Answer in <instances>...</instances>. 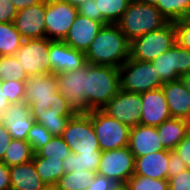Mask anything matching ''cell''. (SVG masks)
I'll return each mask as SVG.
<instances>
[{
  "instance_id": "cell-30",
  "label": "cell",
  "mask_w": 190,
  "mask_h": 190,
  "mask_svg": "<svg viewBox=\"0 0 190 190\" xmlns=\"http://www.w3.org/2000/svg\"><path fill=\"white\" fill-rule=\"evenodd\" d=\"M96 174L89 170L65 173L52 190H87Z\"/></svg>"
},
{
  "instance_id": "cell-38",
  "label": "cell",
  "mask_w": 190,
  "mask_h": 190,
  "mask_svg": "<svg viewBox=\"0 0 190 190\" xmlns=\"http://www.w3.org/2000/svg\"><path fill=\"white\" fill-rule=\"evenodd\" d=\"M176 31V43L190 50V19L184 18L174 22Z\"/></svg>"
},
{
  "instance_id": "cell-51",
  "label": "cell",
  "mask_w": 190,
  "mask_h": 190,
  "mask_svg": "<svg viewBox=\"0 0 190 190\" xmlns=\"http://www.w3.org/2000/svg\"><path fill=\"white\" fill-rule=\"evenodd\" d=\"M63 1H66V2L70 3L71 5L78 7L80 4H82L86 0H63Z\"/></svg>"
},
{
  "instance_id": "cell-45",
  "label": "cell",
  "mask_w": 190,
  "mask_h": 190,
  "mask_svg": "<svg viewBox=\"0 0 190 190\" xmlns=\"http://www.w3.org/2000/svg\"><path fill=\"white\" fill-rule=\"evenodd\" d=\"M12 137L8 132L6 126L0 122V161L3 160L5 151L7 150Z\"/></svg>"
},
{
  "instance_id": "cell-13",
  "label": "cell",
  "mask_w": 190,
  "mask_h": 190,
  "mask_svg": "<svg viewBox=\"0 0 190 190\" xmlns=\"http://www.w3.org/2000/svg\"><path fill=\"white\" fill-rule=\"evenodd\" d=\"M152 63L163 83L175 81L190 72V50L176 43Z\"/></svg>"
},
{
  "instance_id": "cell-18",
  "label": "cell",
  "mask_w": 190,
  "mask_h": 190,
  "mask_svg": "<svg viewBox=\"0 0 190 190\" xmlns=\"http://www.w3.org/2000/svg\"><path fill=\"white\" fill-rule=\"evenodd\" d=\"M12 139L27 140L28 131L34 124L29 105L25 101L10 104L0 116Z\"/></svg>"
},
{
  "instance_id": "cell-3",
  "label": "cell",
  "mask_w": 190,
  "mask_h": 190,
  "mask_svg": "<svg viewBox=\"0 0 190 190\" xmlns=\"http://www.w3.org/2000/svg\"><path fill=\"white\" fill-rule=\"evenodd\" d=\"M120 90L119 68L88 63L86 93L88 106L102 109Z\"/></svg>"
},
{
  "instance_id": "cell-36",
  "label": "cell",
  "mask_w": 190,
  "mask_h": 190,
  "mask_svg": "<svg viewBox=\"0 0 190 190\" xmlns=\"http://www.w3.org/2000/svg\"><path fill=\"white\" fill-rule=\"evenodd\" d=\"M53 135L40 123L34 122L28 131L27 141L31 145L34 154L51 140Z\"/></svg>"
},
{
  "instance_id": "cell-47",
  "label": "cell",
  "mask_w": 190,
  "mask_h": 190,
  "mask_svg": "<svg viewBox=\"0 0 190 190\" xmlns=\"http://www.w3.org/2000/svg\"><path fill=\"white\" fill-rule=\"evenodd\" d=\"M12 3L15 5L16 9L22 10L29 6H33L39 3L44 2L45 0H11Z\"/></svg>"
},
{
  "instance_id": "cell-27",
  "label": "cell",
  "mask_w": 190,
  "mask_h": 190,
  "mask_svg": "<svg viewBox=\"0 0 190 190\" xmlns=\"http://www.w3.org/2000/svg\"><path fill=\"white\" fill-rule=\"evenodd\" d=\"M100 157H101V152H93V153L71 152L62 161L64 172L69 173L78 170L80 171L89 170L97 173Z\"/></svg>"
},
{
  "instance_id": "cell-35",
  "label": "cell",
  "mask_w": 190,
  "mask_h": 190,
  "mask_svg": "<svg viewBox=\"0 0 190 190\" xmlns=\"http://www.w3.org/2000/svg\"><path fill=\"white\" fill-rule=\"evenodd\" d=\"M129 190H169L168 180L133 175L126 182Z\"/></svg>"
},
{
  "instance_id": "cell-34",
  "label": "cell",
  "mask_w": 190,
  "mask_h": 190,
  "mask_svg": "<svg viewBox=\"0 0 190 190\" xmlns=\"http://www.w3.org/2000/svg\"><path fill=\"white\" fill-rule=\"evenodd\" d=\"M69 153H71L70 148L62 136H53L49 142L36 152L40 157L61 160H64Z\"/></svg>"
},
{
  "instance_id": "cell-20",
  "label": "cell",
  "mask_w": 190,
  "mask_h": 190,
  "mask_svg": "<svg viewBox=\"0 0 190 190\" xmlns=\"http://www.w3.org/2000/svg\"><path fill=\"white\" fill-rule=\"evenodd\" d=\"M128 147L135 158L164 150L157 127L141 124L131 127Z\"/></svg>"
},
{
  "instance_id": "cell-37",
  "label": "cell",
  "mask_w": 190,
  "mask_h": 190,
  "mask_svg": "<svg viewBox=\"0 0 190 190\" xmlns=\"http://www.w3.org/2000/svg\"><path fill=\"white\" fill-rule=\"evenodd\" d=\"M1 86L10 104L24 101L25 82L14 80L2 81Z\"/></svg>"
},
{
  "instance_id": "cell-2",
  "label": "cell",
  "mask_w": 190,
  "mask_h": 190,
  "mask_svg": "<svg viewBox=\"0 0 190 190\" xmlns=\"http://www.w3.org/2000/svg\"><path fill=\"white\" fill-rule=\"evenodd\" d=\"M168 22L155 6L131 0L127 10L116 24L132 42L148 32L162 28Z\"/></svg>"
},
{
  "instance_id": "cell-23",
  "label": "cell",
  "mask_w": 190,
  "mask_h": 190,
  "mask_svg": "<svg viewBox=\"0 0 190 190\" xmlns=\"http://www.w3.org/2000/svg\"><path fill=\"white\" fill-rule=\"evenodd\" d=\"M10 190H50L36 171L33 161L9 167Z\"/></svg>"
},
{
  "instance_id": "cell-28",
  "label": "cell",
  "mask_w": 190,
  "mask_h": 190,
  "mask_svg": "<svg viewBox=\"0 0 190 190\" xmlns=\"http://www.w3.org/2000/svg\"><path fill=\"white\" fill-rule=\"evenodd\" d=\"M33 156L34 152L27 140L12 139L1 162L12 167L32 161Z\"/></svg>"
},
{
  "instance_id": "cell-41",
  "label": "cell",
  "mask_w": 190,
  "mask_h": 190,
  "mask_svg": "<svg viewBox=\"0 0 190 190\" xmlns=\"http://www.w3.org/2000/svg\"><path fill=\"white\" fill-rule=\"evenodd\" d=\"M18 10L11 0H0V23H12Z\"/></svg>"
},
{
  "instance_id": "cell-43",
  "label": "cell",
  "mask_w": 190,
  "mask_h": 190,
  "mask_svg": "<svg viewBox=\"0 0 190 190\" xmlns=\"http://www.w3.org/2000/svg\"><path fill=\"white\" fill-rule=\"evenodd\" d=\"M184 161L187 168L190 169V131L186 134L184 139L174 149Z\"/></svg>"
},
{
  "instance_id": "cell-4",
  "label": "cell",
  "mask_w": 190,
  "mask_h": 190,
  "mask_svg": "<svg viewBox=\"0 0 190 190\" xmlns=\"http://www.w3.org/2000/svg\"><path fill=\"white\" fill-rule=\"evenodd\" d=\"M28 105L34 121L53 136H62L68 121L75 115L59 91L49 98L34 99Z\"/></svg>"
},
{
  "instance_id": "cell-50",
  "label": "cell",
  "mask_w": 190,
  "mask_h": 190,
  "mask_svg": "<svg viewBox=\"0 0 190 190\" xmlns=\"http://www.w3.org/2000/svg\"><path fill=\"white\" fill-rule=\"evenodd\" d=\"M111 190H129V188L126 183H117Z\"/></svg>"
},
{
  "instance_id": "cell-15",
  "label": "cell",
  "mask_w": 190,
  "mask_h": 190,
  "mask_svg": "<svg viewBox=\"0 0 190 190\" xmlns=\"http://www.w3.org/2000/svg\"><path fill=\"white\" fill-rule=\"evenodd\" d=\"M45 13L46 0L17 12L14 25L24 40L46 37Z\"/></svg>"
},
{
  "instance_id": "cell-14",
  "label": "cell",
  "mask_w": 190,
  "mask_h": 190,
  "mask_svg": "<svg viewBox=\"0 0 190 190\" xmlns=\"http://www.w3.org/2000/svg\"><path fill=\"white\" fill-rule=\"evenodd\" d=\"M141 109V93H131L120 89L101 110L119 122L134 127L140 122Z\"/></svg>"
},
{
  "instance_id": "cell-17",
  "label": "cell",
  "mask_w": 190,
  "mask_h": 190,
  "mask_svg": "<svg viewBox=\"0 0 190 190\" xmlns=\"http://www.w3.org/2000/svg\"><path fill=\"white\" fill-rule=\"evenodd\" d=\"M141 99L142 109L139 124L158 127L172 117L162 88L141 93Z\"/></svg>"
},
{
  "instance_id": "cell-7",
  "label": "cell",
  "mask_w": 190,
  "mask_h": 190,
  "mask_svg": "<svg viewBox=\"0 0 190 190\" xmlns=\"http://www.w3.org/2000/svg\"><path fill=\"white\" fill-rule=\"evenodd\" d=\"M91 120L101 151H110L128 146L130 126L108 116L101 109L91 111Z\"/></svg>"
},
{
  "instance_id": "cell-25",
  "label": "cell",
  "mask_w": 190,
  "mask_h": 190,
  "mask_svg": "<svg viewBox=\"0 0 190 190\" xmlns=\"http://www.w3.org/2000/svg\"><path fill=\"white\" fill-rule=\"evenodd\" d=\"M186 119L171 117L157 127L159 139L165 150L174 151L189 132Z\"/></svg>"
},
{
  "instance_id": "cell-53",
  "label": "cell",
  "mask_w": 190,
  "mask_h": 190,
  "mask_svg": "<svg viewBox=\"0 0 190 190\" xmlns=\"http://www.w3.org/2000/svg\"><path fill=\"white\" fill-rule=\"evenodd\" d=\"M187 123H188V127H189V130H190V113H189V117L187 118Z\"/></svg>"
},
{
  "instance_id": "cell-49",
  "label": "cell",
  "mask_w": 190,
  "mask_h": 190,
  "mask_svg": "<svg viewBox=\"0 0 190 190\" xmlns=\"http://www.w3.org/2000/svg\"><path fill=\"white\" fill-rule=\"evenodd\" d=\"M186 90L190 93V72L188 74H185L179 78Z\"/></svg>"
},
{
  "instance_id": "cell-22",
  "label": "cell",
  "mask_w": 190,
  "mask_h": 190,
  "mask_svg": "<svg viewBox=\"0 0 190 190\" xmlns=\"http://www.w3.org/2000/svg\"><path fill=\"white\" fill-rule=\"evenodd\" d=\"M172 117L186 119L190 113V93L184 87L182 81L166 82L161 87Z\"/></svg>"
},
{
  "instance_id": "cell-11",
  "label": "cell",
  "mask_w": 190,
  "mask_h": 190,
  "mask_svg": "<svg viewBox=\"0 0 190 190\" xmlns=\"http://www.w3.org/2000/svg\"><path fill=\"white\" fill-rule=\"evenodd\" d=\"M135 170V157L129 147L101 151L97 174L111 179L114 183H126Z\"/></svg>"
},
{
  "instance_id": "cell-5",
  "label": "cell",
  "mask_w": 190,
  "mask_h": 190,
  "mask_svg": "<svg viewBox=\"0 0 190 190\" xmlns=\"http://www.w3.org/2000/svg\"><path fill=\"white\" fill-rule=\"evenodd\" d=\"M120 89L131 93H143L160 89L163 82L152 62L129 58L119 67Z\"/></svg>"
},
{
  "instance_id": "cell-29",
  "label": "cell",
  "mask_w": 190,
  "mask_h": 190,
  "mask_svg": "<svg viewBox=\"0 0 190 190\" xmlns=\"http://www.w3.org/2000/svg\"><path fill=\"white\" fill-rule=\"evenodd\" d=\"M23 41L14 22L0 23V53L2 56L15 55Z\"/></svg>"
},
{
  "instance_id": "cell-40",
  "label": "cell",
  "mask_w": 190,
  "mask_h": 190,
  "mask_svg": "<svg viewBox=\"0 0 190 190\" xmlns=\"http://www.w3.org/2000/svg\"><path fill=\"white\" fill-rule=\"evenodd\" d=\"M169 190H190V169L186 168L174 178H168Z\"/></svg>"
},
{
  "instance_id": "cell-26",
  "label": "cell",
  "mask_w": 190,
  "mask_h": 190,
  "mask_svg": "<svg viewBox=\"0 0 190 190\" xmlns=\"http://www.w3.org/2000/svg\"><path fill=\"white\" fill-rule=\"evenodd\" d=\"M36 171L49 189H53L59 179L65 174L63 160L40 157L36 153L33 156Z\"/></svg>"
},
{
  "instance_id": "cell-39",
  "label": "cell",
  "mask_w": 190,
  "mask_h": 190,
  "mask_svg": "<svg viewBox=\"0 0 190 190\" xmlns=\"http://www.w3.org/2000/svg\"><path fill=\"white\" fill-rule=\"evenodd\" d=\"M78 13L84 17L96 21H102L104 24H109L101 15L97 8V2L95 0H86L78 6Z\"/></svg>"
},
{
  "instance_id": "cell-1",
  "label": "cell",
  "mask_w": 190,
  "mask_h": 190,
  "mask_svg": "<svg viewBox=\"0 0 190 190\" xmlns=\"http://www.w3.org/2000/svg\"><path fill=\"white\" fill-rule=\"evenodd\" d=\"M130 46L117 24H105L85 52L86 61L119 68L130 58Z\"/></svg>"
},
{
  "instance_id": "cell-48",
  "label": "cell",
  "mask_w": 190,
  "mask_h": 190,
  "mask_svg": "<svg viewBox=\"0 0 190 190\" xmlns=\"http://www.w3.org/2000/svg\"><path fill=\"white\" fill-rule=\"evenodd\" d=\"M10 105L9 100L6 98L4 93V89H2L1 82H0V116L3 114L6 107Z\"/></svg>"
},
{
  "instance_id": "cell-8",
  "label": "cell",
  "mask_w": 190,
  "mask_h": 190,
  "mask_svg": "<svg viewBox=\"0 0 190 190\" xmlns=\"http://www.w3.org/2000/svg\"><path fill=\"white\" fill-rule=\"evenodd\" d=\"M86 75L88 63L75 71L55 74L58 91L75 114H88L92 111L87 103Z\"/></svg>"
},
{
  "instance_id": "cell-10",
  "label": "cell",
  "mask_w": 190,
  "mask_h": 190,
  "mask_svg": "<svg viewBox=\"0 0 190 190\" xmlns=\"http://www.w3.org/2000/svg\"><path fill=\"white\" fill-rule=\"evenodd\" d=\"M50 40L26 39L14 55L28 77L50 74Z\"/></svg>"
},
{
  "instance_id": "cell-44",
  "label": "cell",
  "mask_w": 190,
  "mask_h": 190,
  "mask_svg": "<svg viewBox=\"0 0 190 190\" xmlns=\"http://www.w3.org/2000/svg\"><path fill=\"white\" fill-rule=\"evenodd\" d=\"M115 184L116 183L111 179H108L103 175L96 174L87 187V190H111Z\"/></svg>"
},
{
  "instance_id": "cell-31",
  "label": "cell",
  "mask_w": 190,
  "mask_h": 190,
  "mask_svg": "<svg viewBox=\"0 0 190 190\" xmlns=\"http://www.w3.org/2000/svg\"><path fill=\"white\" fill-rule=\"evenodd\" d=\"M155 7L169 22L190 17V0H158Z\"/></svg>"
},
{
  "instance_id": "cell-16",
  "label": "cell",
  "mask_w": 190,
  "mask_h": 190,
  "mask_svg": "<svg viewBox=\"0 0 190 190\" xmlns=\"http://www.w3.org/2000/svg\"><path fill=\"white\" fill-rule=\"evenodd\" d=\"M49 59L53 74L75 71L87 64L84 52L57 40H50Z\"/></svg>"
},
{
  "instance_id": "cell-12",
  "label": "cell",
  "mask_w": 190,
  "mask_h": 190,
  "mask_svg": "<svg viewBox=\"0 0 190 190\" xmlns=\"http://www.w3.org/2000/svg\"><path fill=\"white\" fill-rule=\"evenodd\" d=\"M78 14V7L63 0H46V38L63 41Z\"/></svg>"
},
{
  "instance_id": "cell-52",
  "label": "cell",
  "mask_w": 190,
  "mask_h": 190,
  "mask_svg": "<svg viewBox=\"0 0 190 190\" xmlns=\"http://www.w3.org/2000/svg\"><path fill=\"white\" fill-rule=\"evenodd\" d=\"M139 1L141 3H145V4H149V5H153L156 6L158 3V0H136Z\"/></svg>"
},
{
  "instance_id": "cell-9",
  "label": "cell",
  "mask_w": 190,
  "mask_h": 190,
  "mask_svg": "<svg viewBox=\"0 0 190 190\" xmlns=\"http://www.w3.org/2000/svg\"><path fill=\"white\" fill-rule=\"evenodd\" d=\"M62 138L73 153L101 152L92 124L91 112L75 114L71 117L63 131Z\"/></svg>"
},
{
  "instance_id": "cell-24",
  "label": "cell",
  "mask_w": 190,
  "mask_h": 190,
  "mask_svg": "<svg viewBox=\"0 0 190 190\" xmlns=\"http://www.w3.org/2000/svg\"><path fill=\"white\" fill-rule=\"evenodd\" d=\"M58 91L55 74L28 77L25 82L24 101L30 104L34 99L52 97Z\"/></svg>"
},
{
  "instance_id": "cell-33",
  "label": "cell",
  "mask_w": 190,
  "mask_h": 190,
  "mask_svg": "<svg viewBox=\"0 0 190 190\" xmlns=\"http://www.w3.org/2000/svg\"><path fill=\"white\" fill-rule=\"evenodd\" d=\"M28 76L14 55L0 57V82H26Z\"/></svg>"
},
{
  "instance_id": "cell-46",
  "label": "cell",
  "mask_w": 190,
  "mask_h": 190,
  "mask_svg": "<svg viewBox=\"0 0 190 190\" xmlns=\"http://www.w3.org/2000/svg\"><path fill=\"white\" fill-rule=\"evenodd\" d=\"M0 190H10L9 167L0 161Z\"/></svg>"
},
{
  "instance_id": "cell-32",
  "label": "cell",
  "mask_w": 190,
  "mask_h": 190,
  "mask_svg": "<svg viewBox=\"0 0 190 190\" xmlns=\"http://www.w3.org/2000/svg\"><path fill=\"white\" fill-rule=\"evenodd\" d=\"M102 17L111 24H116L127 10L131 0H95Z\"/></svg>"
},
{
  "instance_id": "cell-42",
  "label": "cell",
  "mask_w": 190,
  "mask_h": 190,
  "mask_svg": "<svg viewBox=\"0 0 190 190\" xmlns=\"http://www.w3.org/2000/svg\"><path fill=\"white\" fill-rule=\"evenodd\" d=\"M182 158L174 151H169L168 178H174L186 169Z\"/></svg>"
},
{
  "instance_id": "cell-6",
  "label": "cell",
  "mask_w": 190,
  "mask_h": 190,
  "mask_svg": "<svg viewBox=\"0 0 190 190\" xmlns=\"http://www.w3.org/2000/svg\"><path fill=\"white\" fill-rule=\"evenodd\" d=\"M176 44V31L174 22L141 37L134 39L130 46V58L140 61L152 62L160 54L167 52Z\"/></svg>"
},
{
  "instance_id": "cell-19",
  "label": "cell",
  "mask_w": 190,
  "mask_h": 190,
  "mask_svg": "<svg viewBox=\"0 0 190 190\" xmlns=\"http://www.w3.org/2000/svg\"><path fill=\"white\" fill-rule=\"evenodd\" d=\"M104 25L102 21H96L78 13L63 41L85 53Z\"/></svg>"
},
{
  "instance_id": "cell-21",
  "label": "cell",
  "mask_w": 190,
  "mask_h": 190,
  "mask_svg": "<svg viewBox=\"0 0 190 190\" xmlns=\"http://www.w3.org/2000/svg\"><path fill=\"white\" fill-rule=\"evenodd\" d=\"M169 150H161L135 158L134 175L168 180Z\"/></svg>"
}]
</instances>
